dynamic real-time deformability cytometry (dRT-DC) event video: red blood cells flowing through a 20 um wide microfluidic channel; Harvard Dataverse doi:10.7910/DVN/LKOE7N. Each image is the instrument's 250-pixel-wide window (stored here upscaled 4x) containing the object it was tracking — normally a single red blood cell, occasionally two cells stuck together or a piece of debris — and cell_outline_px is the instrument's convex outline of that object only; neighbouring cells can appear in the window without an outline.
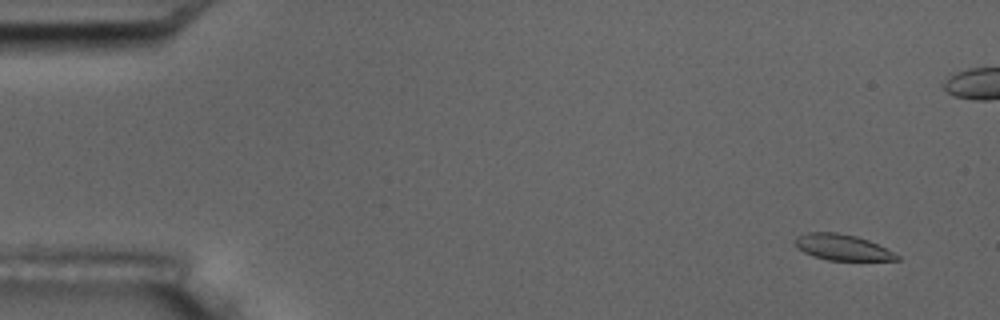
{"species": "common noctule bat (a hibernating species)", "species_latin": "Nyctalus noctula", "temperature_condition": "room temperature", "stored_images_in_passage": 7, "camera_frame_rate_fps": 3000, "um_per_image_px": 0.085, "animal": {"sex": "male", "body_mass_g": 17.5, "forearm_length_mm": 52.3}, "frame": {"image": 1, "passage_image": 1, "time_ms": 0.0, "image_size_px": [1000, 320], "cell_outline_px": [[900, 260], [828, 260], [804, 252], [796, 248], [792, 240], [796, 236], [808, 232], [836, 232], [856, 236], [868, 240], [900, 256]], "centroid_in_image_um": [71.53, 21.01], "position_along_channel_um": 13.5, "area_um2": 15.26}}